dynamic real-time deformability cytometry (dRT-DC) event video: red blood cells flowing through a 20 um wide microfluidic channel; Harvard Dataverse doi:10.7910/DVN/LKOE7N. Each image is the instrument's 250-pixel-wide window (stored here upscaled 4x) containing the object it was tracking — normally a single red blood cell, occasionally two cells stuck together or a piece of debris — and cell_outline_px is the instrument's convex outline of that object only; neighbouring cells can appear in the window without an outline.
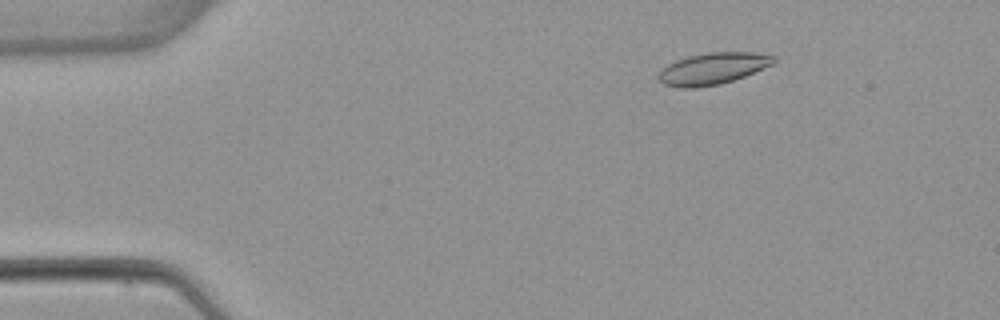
{"species": "common noctule bat (a hibernating species)", "species_latin": "Nyctalus noctula", "temperature_condition": "warm", "stored_images_in_passage": 3, "camera_frame_rate_fps": 3000, "um_per_image_px": 0.085, "animal": {"sex": "female", "body_mass_g": 22.7, "forearm_length_mm": 54.2}, "frame": {"image": 1, "passage_image": 1, "time_ms": 0.0, "image_size_px": [1000, 320], "cell_outline_px": [[776, 60], [772, 64], [764, 68], [744, 76], [720, 84], [696, 88], [680, 88], [664, 84], [656, 76], [668, 64], [676, 60], [688, 56], [708, 52], [756, 52], [776, 56]], "centroid_in_image_um": [60.59, 5.82], "position_along_channel_um": 24.4, "area_um2": 21.21}}
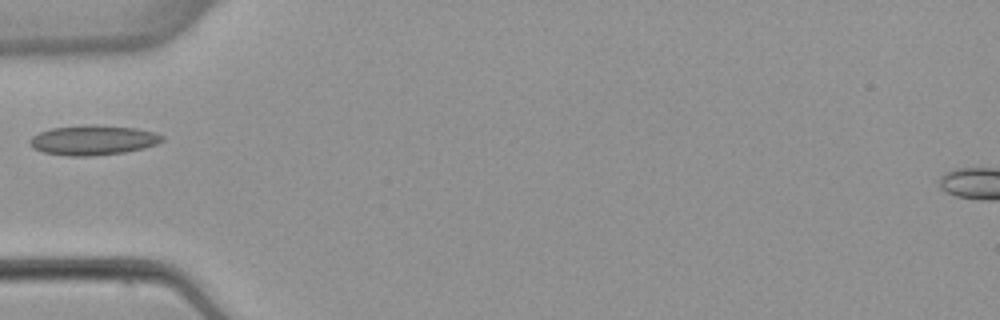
{"frame": {"image": 2, "passage_image": 3, "time_ms": 3.333, "image_size_px": [1000, 320], "cell_outline_px": [[164, 140], [156, 144], [144, 148], [124, 152], [92, 156], [68, 156], [44, 152], [32, 148], [28, 144], [28, 140], [32, 136], [40, 132], [52, 128], [92, 124], [136, 128], [156, 132], [164, 136]], "centroid_in_image_um": [7.91, 11.91], "position_along_channel_um": 77.1, "area_um2": 23.12}}